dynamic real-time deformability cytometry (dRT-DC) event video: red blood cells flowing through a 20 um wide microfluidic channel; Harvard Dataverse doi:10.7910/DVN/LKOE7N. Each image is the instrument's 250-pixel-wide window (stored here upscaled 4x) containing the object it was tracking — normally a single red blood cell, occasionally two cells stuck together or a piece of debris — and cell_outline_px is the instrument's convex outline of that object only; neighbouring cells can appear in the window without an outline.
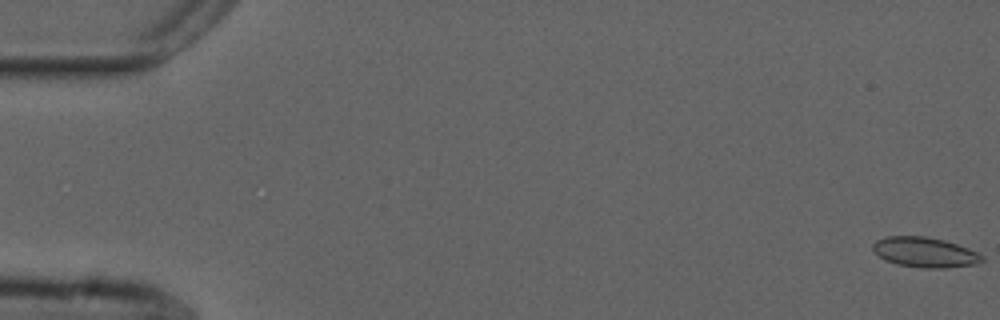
{"species": "common noctule bat (a hibernating species)", "species_latin": "Nyctalus noctula", "temperature_condition": "cold", "stored_images_in_passage": 55, "camera_frame_rate_fps": 3000, "um_per_image_px": 0.085, "animal": {"sex": "male", "forearm_length_mm": 52.5}, "frame": {"image": 1, "passage_image": 1, "time_ms": 0.0, "image_size_px": [1000, 320], "cell_outline_px": [[984, 260], [976, 264], [944, 268], [920, 268], [896, 264], [884, 260], [872, 248], [872, 244], [876, 240], [884, 236], [928, 236], [944, 240], [980, 252], [984, 256]], "centroid_in_image_um": [78.62, 21.44], "position_along_channel_um": 6.4, "area_um2": 19.36}}
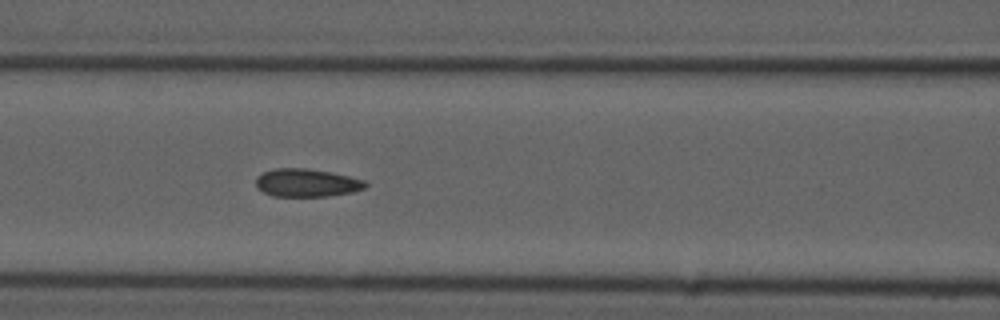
{"frame": {"image": 2, "passage_image": 24, "time_ms": 7.667, "image_size_px": [1000, 320], "cell_outline_px": [[368, 184], [364, 188], [352, 192], [328, 196], [272, 196], [256, 188], [256, 176], [264, 172], [276, 168], [308, 168], [332, 172], [364, 180]], "centroid_in_image_um": [26.05, 15.53], "position_along_channel_um": 140.6, "area_um2": 17.92}}
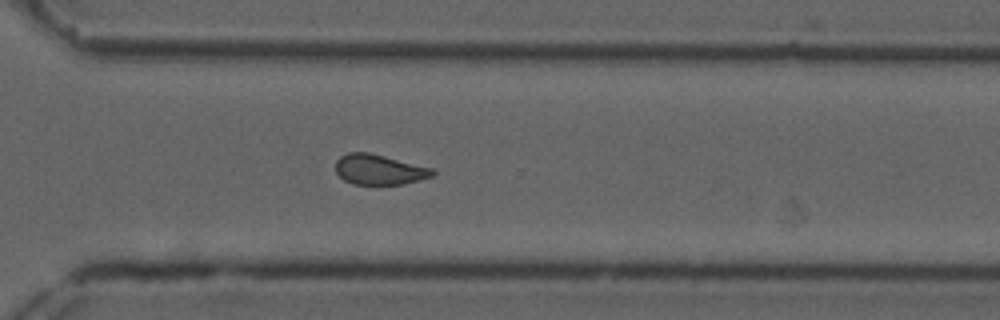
{"frame": {"image": 3, "passage_image": 40, "time_ms": 13.0, "image_size_px": [1000, 320], "cell_outline_px": [[436, 172], [432, 176], [420, 180], [404, 184], [352, 184], [344, 180], [336, 172], [336, 160], [340, 156], [348, 152], [368, 152], [432, 168]], "centroid_in_image_um": [32.22, 14.41], "position_along_channel_um": 338.4, "area_um2": 16.99}, "authors_computed_cell_mechanics": {"area_um2": 17.9758, "velocity_mm_per_s": 3.718, "shape_relaxation_time_tau1_ms": 8.3751, "shape_relaxation_time_tau2_ms": 1.9343, "deformation_change_tau1": 0.1591, "deformation_change_tau2": 0.0813}}